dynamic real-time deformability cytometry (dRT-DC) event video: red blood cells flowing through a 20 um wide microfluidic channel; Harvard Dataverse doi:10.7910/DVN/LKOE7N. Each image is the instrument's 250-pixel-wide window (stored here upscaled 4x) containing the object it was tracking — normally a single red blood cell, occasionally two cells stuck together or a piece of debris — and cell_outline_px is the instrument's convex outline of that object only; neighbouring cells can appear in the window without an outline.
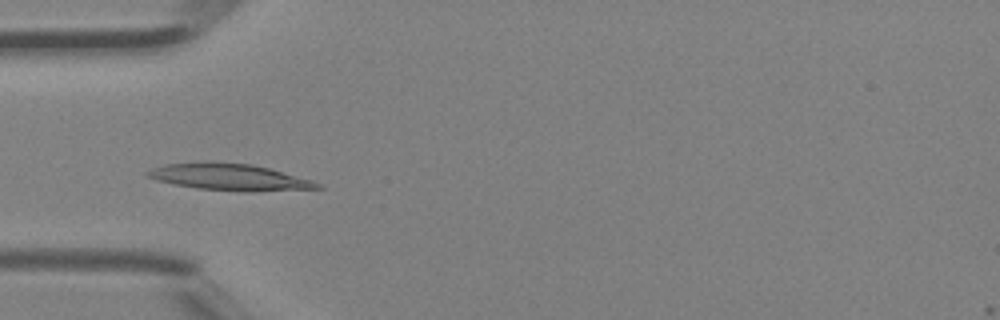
{"species": "Egyptian fruit bat (a non-hibernating species)", "species_latin": "Rousettus aegyptiacus", "temperature_condition": "room temperature", "stored_images_in_passage": 34, "camera_frame_rate_fps": 3000, "um_per_image_px": 0.085, "animal": {"sex": "female"}, "frame": {"image": 1, "passage_image": 9, "time_ms": 2.667, "image_size_px": [1000, 320], "cell_outline_px": [[324, 188], [248, 192], [244, 192], [196, 188], [172, 184], [156, 180], [144, 176], [144, 172], [152, 168], [164, 164], [208, 160], [252, 164], [268, 168], [312, 180], [320, 184]], "centroid_in_image_um": [19.42, 15.04], "position_along_channel_um": 65.6, "area_um2": 26.88}}
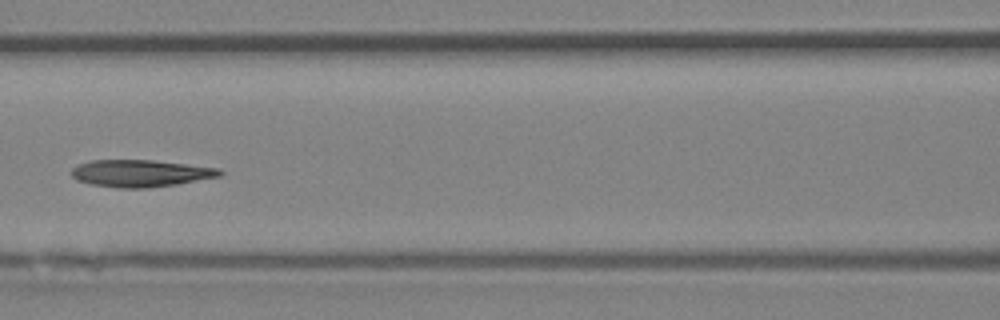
{"frame": {"image": 2, "passage_image": 15, "time_ms": 4.667, "image_size_px": [1000, 320], "cell_outline_px": [[224, 172], [220, 176], [176, 184], [148, 188], [120, 188], [92, 184], [76, 180], [72, 176], [72, 168], [88, 160], [152, 160], [220, 168]], "centroid_in_image_um": [11.94, 14.73], "position_along_channel_um": 154.7, "area_um2": 23.29}}
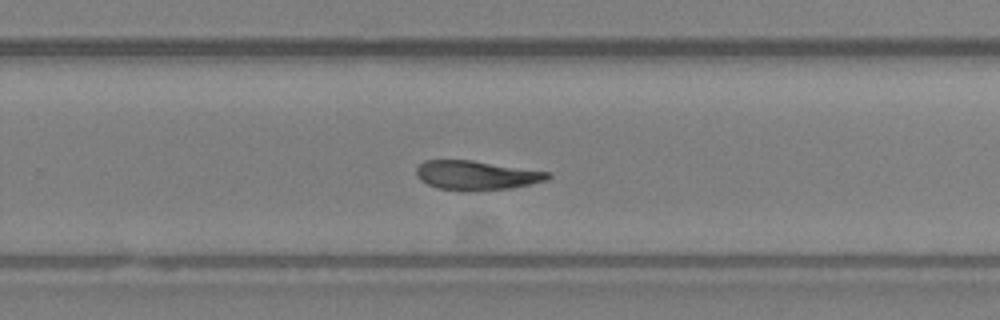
{"frame": {"image": 3, "passage_image": 24, "time_ms": 7.667, "image_size_px": [1000, 320], "cell_outline_px": [[552, 176], [548, 180], [508, 188], [468, 192], [460, 192], [436, 188], [420, 180], [416, 176], [416, 168], [424, 160], [472, 160], [552, 172]], "centroid_in_image_um": [40.48, 14.91], "position_along_channel_um": 289.3, "area_um2": 22.77}, "authors_computed_cell_mechanics": {"area_um2": 23.0622, "velocity_mm_per_s": 4.4985, "shape_relaxation_time_tau1_ms": 5.6327, "shape_relaxation_time_tau2_ms": 2.9696, "deformation_change_tau1": 0.1854, "deformation_change_tau2": 0.1028}}